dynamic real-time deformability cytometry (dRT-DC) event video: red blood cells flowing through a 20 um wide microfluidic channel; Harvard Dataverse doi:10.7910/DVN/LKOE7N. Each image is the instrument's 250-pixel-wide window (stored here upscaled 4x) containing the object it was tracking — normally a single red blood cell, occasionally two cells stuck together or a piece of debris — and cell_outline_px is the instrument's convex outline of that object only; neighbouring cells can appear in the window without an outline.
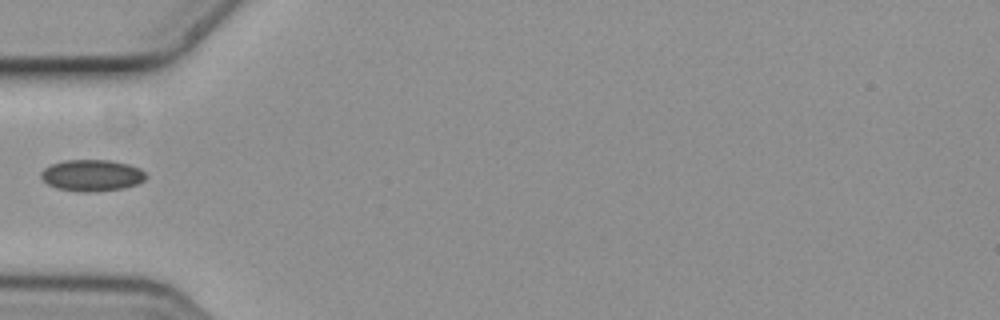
{"species": "common noctule bat (a hibernating species)", "species_latin": "Nyctalus noctula", "temperature_condition": "cold", "stored_images_in_passage": 2, "camera_frame_rate_fps": 3000, "um_per_image_px": 0.085, "animal": {"sex": "female", "body_mass_g": 19.3, "forearm_length_mm": 54.1}, "frame": {"image": 1, "passage_image": 1, "time_ms": 0.0, "image_size_px": [1000, 320], "cell_outline_px": [[144, 180], [136, 184], [124, 188], [88, 192], [76, 192], [56, 188], [48, 184], [40, 176], [40, 172], [44, 168], [52, 164], [64, 160], [108, 160], [128, 164], [140, 168], [144, 172]], "centroid_in_image_um": [7.77, 14.91], "position_along_channel_um": 77.2, "area_um2": 19.19}}
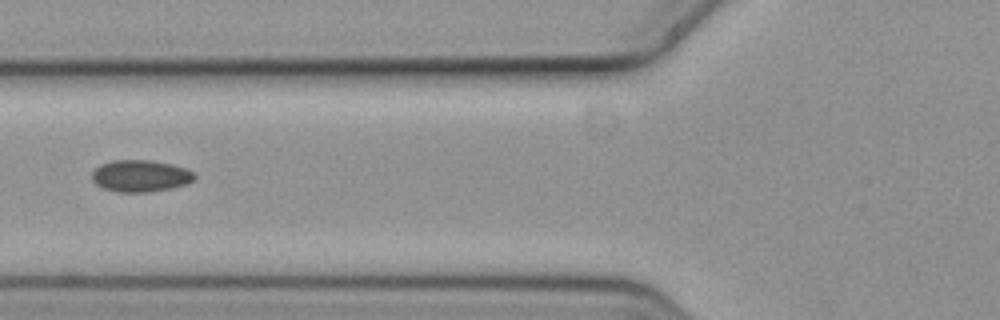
{"frame": {"image": 2, "passage_image": 2, "time_ms": 0.333, "image_size_px": [1000, 320], "cell_outline_px": [[196, 176], [188, 184], [172, 188], [148, 192], [120, 192], [104, 188], [96, 184], [92, 180], [92, 172], [100, 164], [112, 160], [148, 160], [172, 164], [188, 168]], "centroid_in_image_um": [11.95, 14.95], "position_along_channel_um": 113.8, "area_um2": 19.07}}